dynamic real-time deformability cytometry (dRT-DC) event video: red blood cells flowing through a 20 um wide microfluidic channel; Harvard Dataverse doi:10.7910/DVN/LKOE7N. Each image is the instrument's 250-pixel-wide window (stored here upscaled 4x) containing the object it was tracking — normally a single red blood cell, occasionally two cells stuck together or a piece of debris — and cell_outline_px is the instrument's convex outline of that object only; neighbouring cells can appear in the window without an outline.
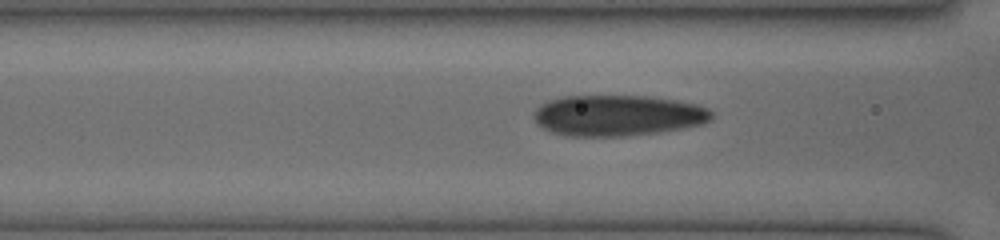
{"species": "human", "species_latin": "Homo sapiens", "temperature_condition": "cold", "stored_images_in_passage": 30, "camera_frame_rate_fps": 3000, "um_per_image_px": 0.085, "donor": {"sex": "female"}, "frame": {"image": 1, "passage_image": 19, "time_ms": 6.0, "image_size_px": [1000, 240], "cell_outline_px": [[712, 116], [704, 124], [684, 128], [660, 132], [628, 136], [568, 136], [552, 132], [536, 124], [532, 116], [536, 108], [540, 104], [548, 100], [564, 96], [648, 96], [676, 100], [696, 104], [708, 108], [712, 112]], "centroid_in_image_um": [52.48, 9.81], "position_along_channel_um": 114.1, "area_um2": 42.66}}
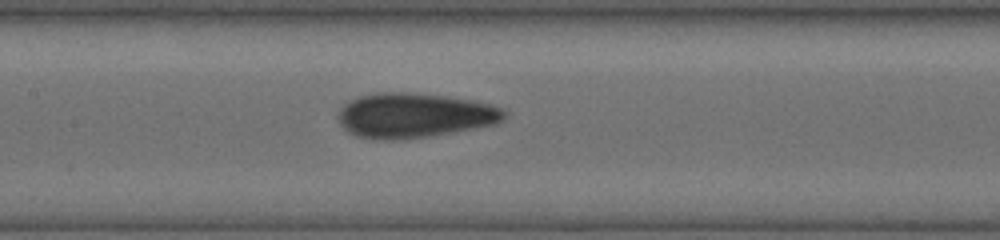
{"frame": {"image": 2, "passage_image": 23, "time_ms": 7.333, "image_size_px": [1000, 240], "cell_outline_px": [[504, 116], [496, 124], [428, 136], [400, 140], [376, 140], [356, 136], [348, 132], [340, 124], [336, 116], [340, 108], [348, 100], [360, 96], [376, 92], [400, 92], [444, 96], [468, 100], [488, 104], [500, 108], [504, 112]], "centroid_in_image_um": [35.1, 9.82], "position_along_channel_um": 172.3, "area_um2": 43.0}}
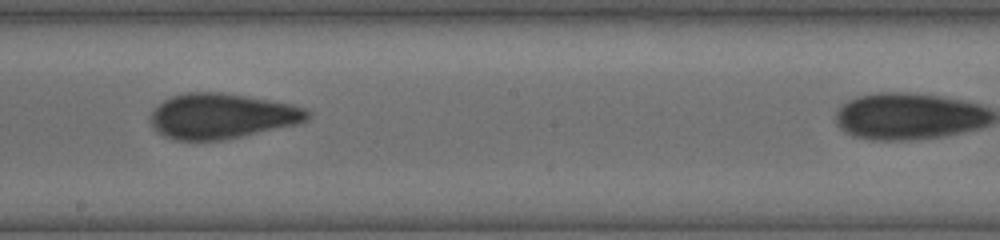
{"frame": {"image": 3, "passage_image": 27, "time_ms": 8.667, "image_size_px": [1000, 240], "cell_outline_px": [[312, 116], [308, 120], [296, 124], [240, 136], [220, 140], [176, 140], [156, 132], [148, 116], [164, 100], [172, 96], [188, 92], [220, 92], [292, 104], [304, 108], [312, 112]], "centroid_in_image_um": [18.85, 9.86], "position_along_channel_um": 229.4, "area_um2": 41.04}}